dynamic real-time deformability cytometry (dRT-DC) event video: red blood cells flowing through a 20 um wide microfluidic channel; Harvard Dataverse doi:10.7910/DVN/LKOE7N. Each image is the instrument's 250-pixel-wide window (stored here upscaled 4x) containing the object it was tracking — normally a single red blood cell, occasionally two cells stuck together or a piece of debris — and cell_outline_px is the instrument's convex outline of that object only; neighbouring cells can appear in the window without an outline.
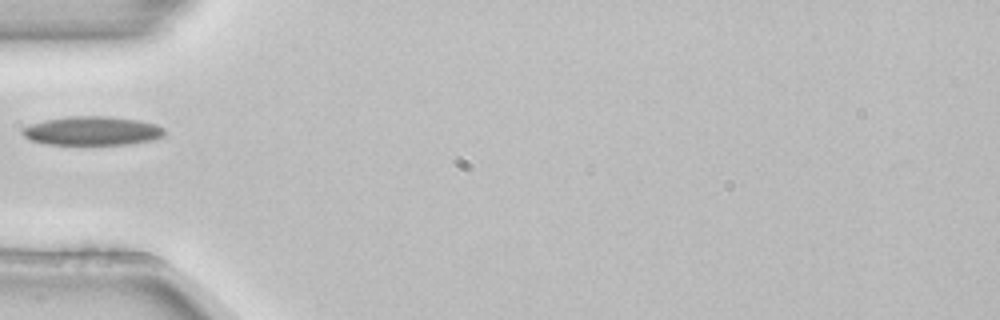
{"species": "common noctule bat (a hibernating species)", "species_latin": "Nyctalus noctula", "temperature_condition": "room temperature", "stored_images_in_passage": 1, "camera_frame_rate_fps": 3000, "um_per_image_px": 0.085, "animal": {"sex": "female", "body_mass_g": 22.7, "forearm_length_mm": 54.2}, "frame": {"image": 1, "passage_image": 1, "time_ms": 0.0, "image_size_px": [1000, 320], "cell_outline_px": [[164, 136], [156, 140], [128, 144], [44, 144], [28, 140], [20, 132], [24, 128], [32, 124], [44, 120], [68, 116], [108, 116], [136, 120], [156, 124], [164, 128]], "centroid_in_image_um": [7.84, 11.13], "position_along_channel_um": 77.2, "area_um2": 23.99}}